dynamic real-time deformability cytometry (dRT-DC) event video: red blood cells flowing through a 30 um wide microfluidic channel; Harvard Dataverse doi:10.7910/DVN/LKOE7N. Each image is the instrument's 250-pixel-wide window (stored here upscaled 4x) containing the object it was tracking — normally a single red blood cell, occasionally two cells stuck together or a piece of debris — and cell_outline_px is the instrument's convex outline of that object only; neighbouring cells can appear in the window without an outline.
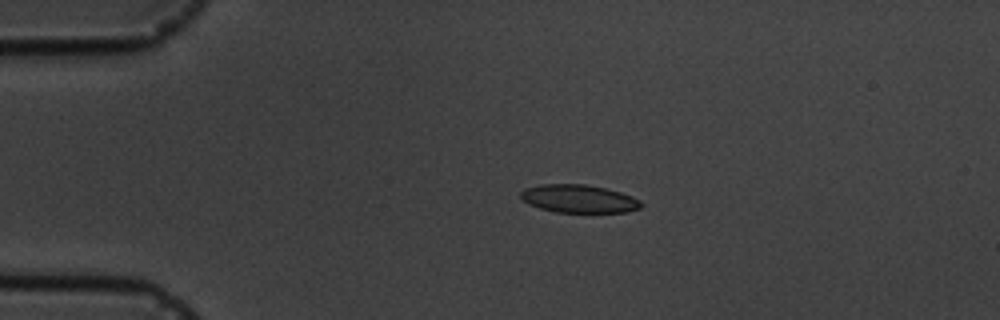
{"species": "common noctule bat (a hibernating species)", "species_latin": "Nyctalus noctula", "temperature_condition": "cold", "stored_images_in_passage": 5, "camera_frame_rate_fps": 3000, "um_per_image_px": 0.085, "animal": {"sex": "male", "body_mass_g": 19.5, "forearm_length_mm": 54.6}, "frame": {"image": 1, "passage_image": 4, "time_ms": 3.333, "image_size_px": [1000, 320], "cell_outline_px": [[644, 204], [640, 208], [628, 212], [556, 212], [540, 208], [528, 204], [520, 196], [520, 192], [524, 188], [540, 184], [584, 184], [608, 188], [632, 196], [640, 200]], "centroid_in_image_um": [49.21, 16.88], "position_along_channel_um": 35.8, "area_um2": 19.83}}